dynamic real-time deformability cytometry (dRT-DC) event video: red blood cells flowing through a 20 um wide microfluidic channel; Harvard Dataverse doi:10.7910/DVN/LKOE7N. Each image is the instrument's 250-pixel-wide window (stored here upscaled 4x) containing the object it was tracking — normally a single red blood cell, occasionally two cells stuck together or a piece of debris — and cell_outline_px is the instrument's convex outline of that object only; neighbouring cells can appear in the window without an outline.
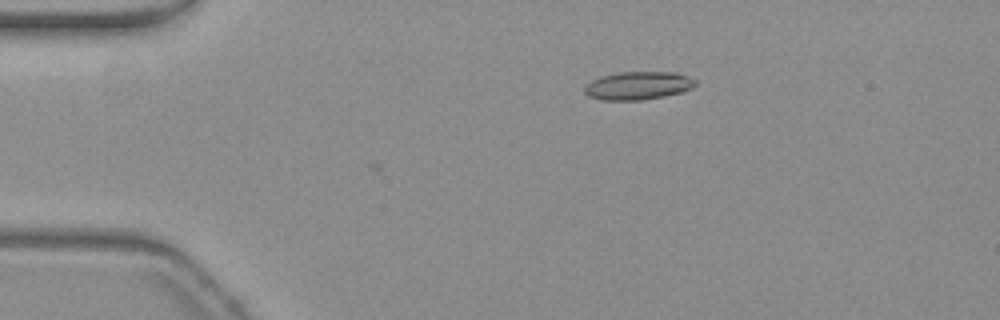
{"species": "common noctule bat (a hibernating species)", "species_latin": "Nyctalus noctula", "temperature_condition": "warm", "stored_images_in_passage": 2, "camera_frame_rate_fps": 3000, "um_per_image_px": 0.085, "animal": {"sex": "female", "body_mass_g": 19.3, "forearm_length_mm": 54.1}, "frame": {"image": 1, "passage_image": 2, "time_ms": 0.333, "image_size_px": [1000, 320], "cell_outline_px": [[696, 84], [692, 88], [680, 92], [664, 96], [640, 100], [600, 100], [588, 96], [584, 92], [584, 84], [600, 76], [620, 72], [676, 72], [688, 76], [696, 80]], "centroid_in_image_um": [54.2, 7.27], "position_along_channel_um": 30.8, "area_um2": 18.26}}